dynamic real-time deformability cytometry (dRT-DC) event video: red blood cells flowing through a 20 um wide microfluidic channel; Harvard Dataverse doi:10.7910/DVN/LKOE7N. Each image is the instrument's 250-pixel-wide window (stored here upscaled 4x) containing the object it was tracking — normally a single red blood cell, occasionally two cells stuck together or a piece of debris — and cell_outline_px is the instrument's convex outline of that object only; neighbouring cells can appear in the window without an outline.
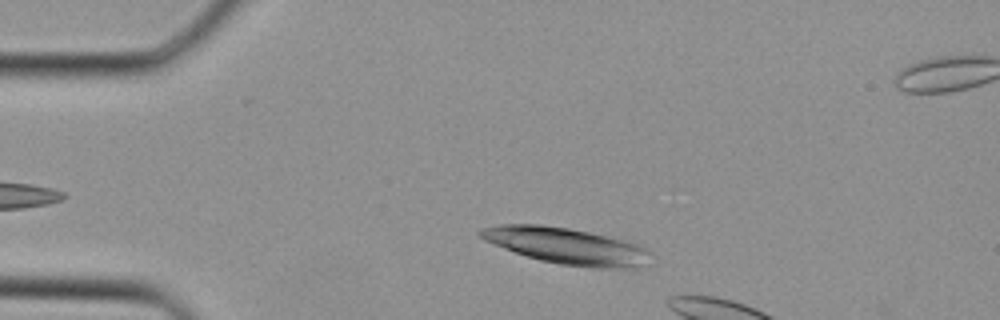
{"species": "Egyptian fruit bat (a non-hibernating species)", "species_latin": "Rousettus aegyptiacus", "temperature_condition": "cold", "stored_images_in_passage": 6, "camera_frame_rate_fps": 3000, "um_per_image_px": 0.085, "animal": {"sex": "female"}, "frame": {"image": 1, "passage_image": 3, "time_ms": 0.667, "image_size_px": [1000, 320], "cell_outline_px": [[652, 252], [636, 268], [592, 268], [560, 264], [540, 260], [504, 248], [484, 240], [476, 232], [480, 228], [500, 224], [540, 224], [568, 228], [588, 232], [636, 244]], "centroid_in_image_um": [48.06, 20.89], "position_along_channel_um": 36.9, "area_um2": 35.37}}